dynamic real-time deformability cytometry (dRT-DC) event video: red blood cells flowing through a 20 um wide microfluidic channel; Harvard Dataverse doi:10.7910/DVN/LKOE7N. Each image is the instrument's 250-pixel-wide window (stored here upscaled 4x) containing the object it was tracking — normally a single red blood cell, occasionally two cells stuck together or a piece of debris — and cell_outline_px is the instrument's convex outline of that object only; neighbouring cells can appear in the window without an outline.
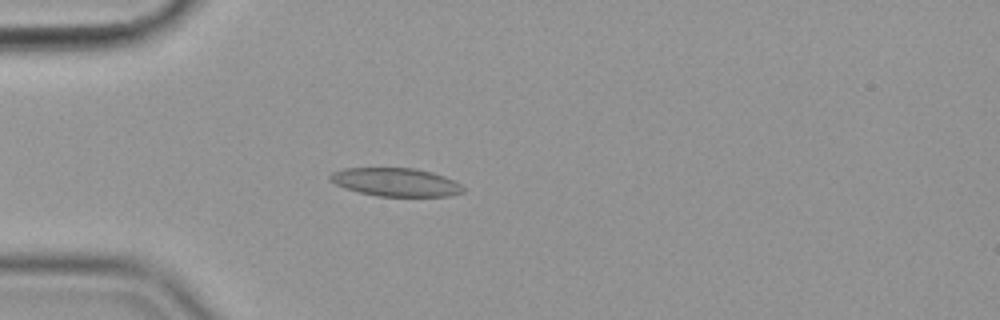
{"species": "common noctule bat (a hibernating species)", "species_latin": "Nyctalus noctula", "temperature_condition": "cold", "stored_images_in_passage": 50, "camera_frame_rate_fps": 3000, "um_per_image_px": 0.085, "animal": {"sex": "female", "body_mass_g": 19.9}, "frame": {"image": 1, "passage_image": 15, "time_ms": 4.667, "image_size_px": [1000, 320], "cell_outline_px": [[464, 192], [448, 196], [376, 196], [344, 188], [328, 180], [328, 176], [332, 172], [344, 168], [416, 168], [432, 172], [444, 176], [460, 184], [464, 188]], "centroid_in_image_um": [33.61, 15.48], "position_along_channel_um": 51.4, "area_um2": 21.96}}
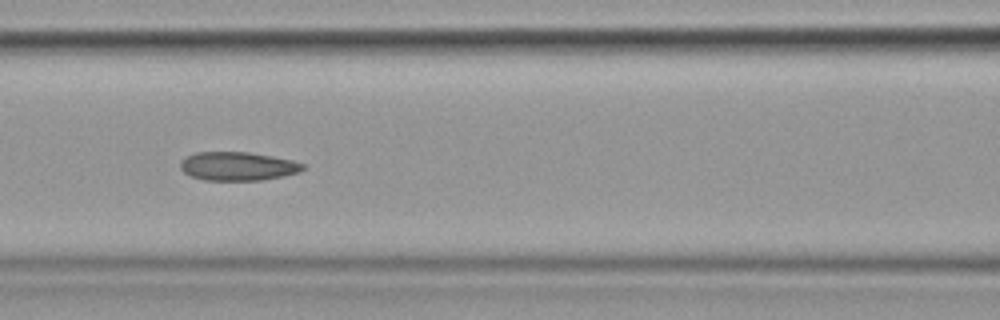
{"frame": {"image": 2, "passage_image": 24, "time_ms": 7.667, "image_size_px": [1000, 320], "cell_outline_px": [[308, 168], [300, 172], [284, 176], [260, 180], [204, 180], [192, 176], [184, 172], [180, 168], [180, 164], [188, 156], [196, 152], [248, 152], [272, 156], [292, 160], [304, 164]], "centroid_in_image_um": [20.27, 14.13], "position_along_channel_um": 146.3, "area_um2": 20.4}}
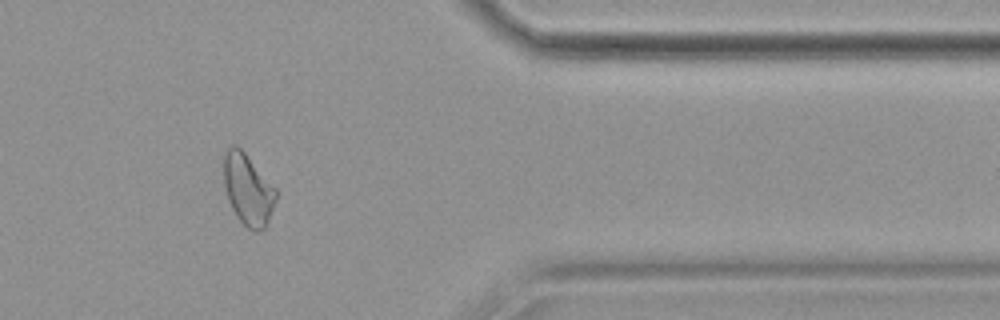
{"frame": {"image": 3, "passage_image": 46, "time_ms": 15.0, "image_size_px": [1000, 320], "cell_outline_px": [[276, 200], [268, 220], [264, 228], [260, 232], [256, 232], [248, 228], [236, 216], [228, 200], [224, 184], [224, 152], [232, 144], [236, 144], [244, 152], [276, 188]], "centroid_in_image_um": [21.07, 16.1], "position_along_channel_um": 390.3, "area_um2": 21.5}, "authors_computed_cell_mechanics": {"area_um2": 21.6172, "velocity_mm_per_s": 3.5793, "shape_relaxation_time_tau1_ms": null, "shape_relaxation_time_tau2_ms": 3.8834, "deformation_change_tau1": null, "deformation_change_tau2": 0.1081}}